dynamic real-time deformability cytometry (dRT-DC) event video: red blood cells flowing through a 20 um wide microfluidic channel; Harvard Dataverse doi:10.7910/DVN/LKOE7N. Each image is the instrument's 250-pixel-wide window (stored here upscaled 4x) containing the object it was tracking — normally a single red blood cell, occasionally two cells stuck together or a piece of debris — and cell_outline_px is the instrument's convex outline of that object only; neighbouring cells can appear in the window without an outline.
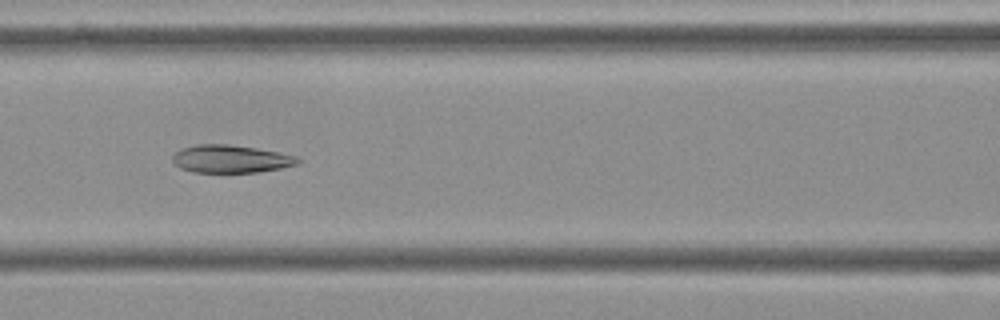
{"species": "Egyptian fruit bat (a non-hibernating species)", "species_latin": "Rousettus aegyptiacus", "temperature_condition": "cold", "stored_images_in_passage": 10, "camera_frame_rate_fps": 3000, "um_per_image_px": 0.085, "frame": {"image": 1, "passage_image": 6, "time_ms": 1.667, "image_size_px": [1000, 320], "cell_outline_px": [[300, 164], [260, 172], [192, 172], [180, 168], [172, 160], [172, 156], [176, 152], [184, 148], [196, 144], [228, 144], [256, 148], [296, 156], [300, 160]], "centroid_in_image_um": [19.62, 13.51], "position_along_channel_um": 147.0, "area_um2": 20.17}}
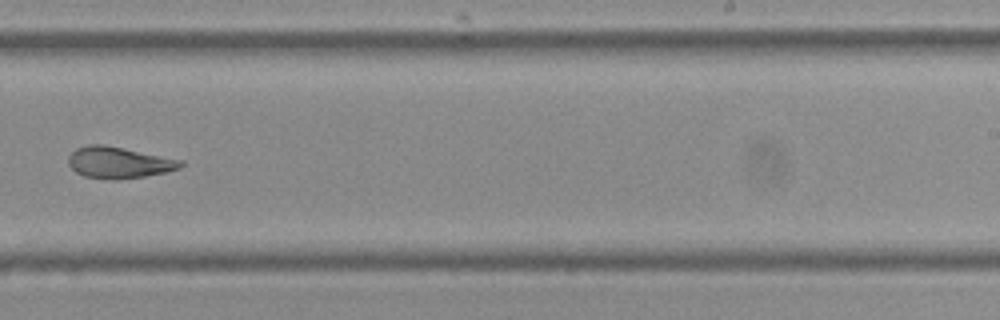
{"frame": {"image": 2, "passage_image": 9, "time_ms": 2.667, "image_size_px": [1000, 320], "cell_outline_px": [[184, 164], [180, 168], [164, 172], [144, 176], [116, 180], [112, 180], [84, 176], [76, 172], [68, 164], [68, 156], [76, 148], [88, 144], [104, 144], [184, 160]], "centroid_in_image_um": [10.09, 13.81], "position_along_channel_um": 278.9, "area_um2": 20.63}}
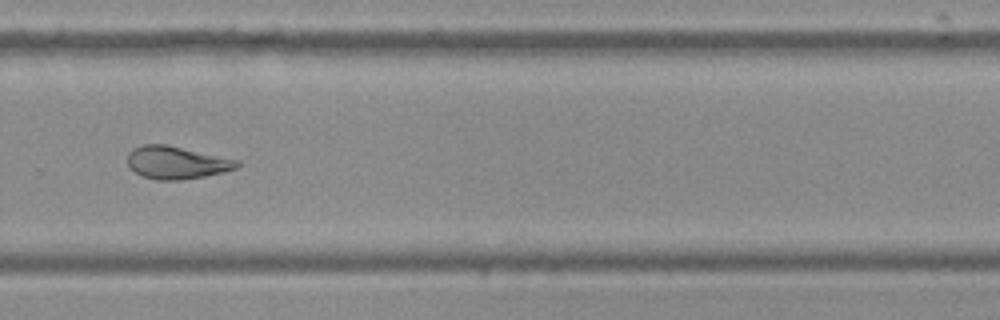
{"frame": {"image": 3, "passage_image": 10, "time_ms": 3.0, "image_size_px": [1000, 320], "cell_outline_px": [[240, 164], [236, 168], [224, 172], [204, 176], [180, 180], [156, 180], [140, 176], [128, 164], [128, 152], [132, 148], [140, 144], [164, 144], [240, 160]], "centroid_in_image_um": [14.99, 13.82], "position_along_channel_um": 314.8, "area_um2": 20.87}}